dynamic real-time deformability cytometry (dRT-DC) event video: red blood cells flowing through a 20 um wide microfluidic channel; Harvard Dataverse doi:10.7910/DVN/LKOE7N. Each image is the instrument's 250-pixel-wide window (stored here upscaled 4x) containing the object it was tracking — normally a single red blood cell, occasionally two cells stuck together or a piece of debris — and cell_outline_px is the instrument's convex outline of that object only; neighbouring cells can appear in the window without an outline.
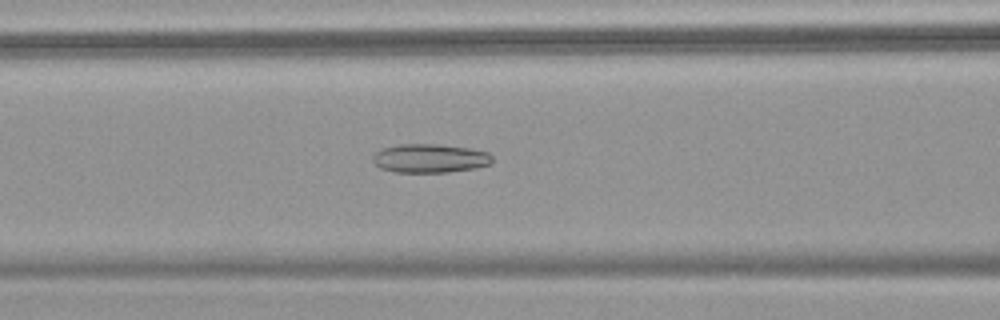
{"species": "common noctule bat (a hibernating species)", "species_latin": "Nyctalus noctula", "temperature_condition": "warm", "stored_images_in_passage": 52, "camera_frame_rate_fps": 3000, "um_per_image_px": 0.085, "animal": {"sex": "female", "body_mass_g": 18.4}, "frame": {"image": 1, "passage_image": 21, "time_ms": 6.667, "image_size_px": [1000, 320], "cell_outline_px": [[492, 160], [488, 164], [476, 168], [448, 172], [396, 172], [380, 168], [372, 160], [372, 156], [380, 148], [400, 144], [440, 144], [468, 148], [488, 152], [492, 156]], "centroid_in_image_um": [36.51, 13.45], "position_along_channel_um": 130.1, "area_um2": 20.06}}
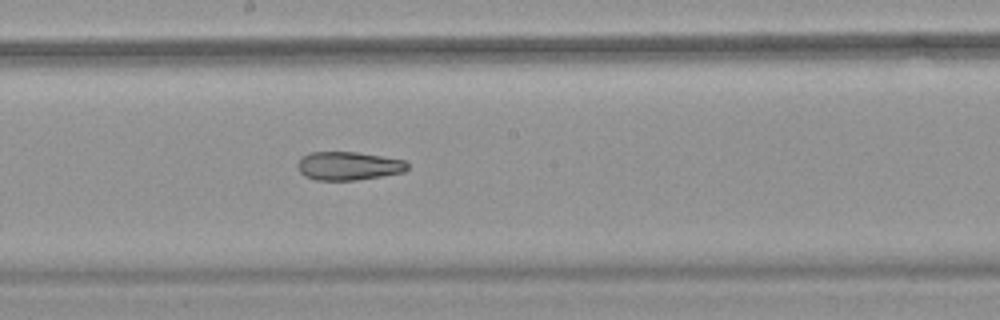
{"frame": {"image": 2, "passage_image": 28, "time_ms": 9.0, "image_size_px": [1000, 320], "cell_outline_px": [[408, 168], [404, 172], [356, 180], [316, 180], [304, 176], [300, 172], [296, 164], [300, 156], [308, 152], [356, 152], [408, 160]], "centroid_in_image_um": [29.6, 14.09], "position_along_channel_um": 218.6, "area_um2": 18.44}}
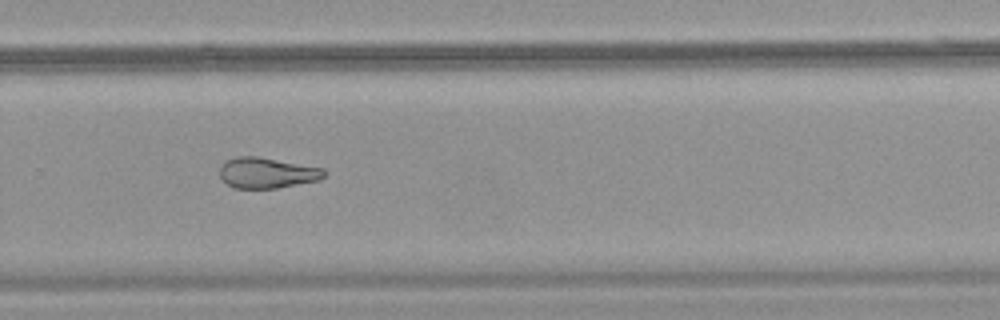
{"frame": {"image": 3, "passage_image": 35, "time_ms": 11.333, "image_size_px": [1000, 320], "cell_outline_px": [[328, 172], [320, 180], [276, 188], [236, 188], [228, 184], [220, 176], [220, 164], [224, 160], [236, 156], [256, 156], [324, 168]], "centroid_in_image_um": [22.7, 14.68], "position_along_channel_um": 307.1, "area_um2": 18.73}, "authors_computed_cell_mechanics": {"area_um2": 22.7443, "velocity_mm_per_s": 3.8078, "shape_relaxation_time_tau1_ms": null, "shape_relaxation_time_tau2_ms": 4.6603, "deformation_change_tau1": null, "deformation_change_tau2": 0.1281}}